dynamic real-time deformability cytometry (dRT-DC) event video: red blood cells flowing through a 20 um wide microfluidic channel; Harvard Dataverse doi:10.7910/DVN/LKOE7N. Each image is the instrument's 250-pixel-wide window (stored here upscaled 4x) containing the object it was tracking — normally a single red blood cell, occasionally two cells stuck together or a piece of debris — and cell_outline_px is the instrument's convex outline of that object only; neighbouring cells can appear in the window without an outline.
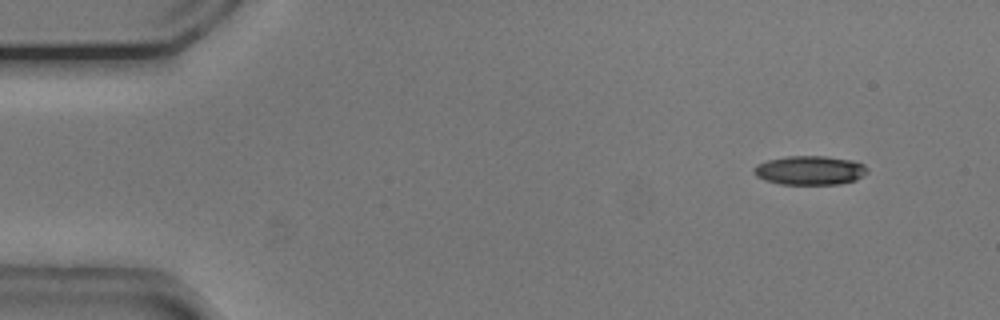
{"species": "common noctule bat (a hibernating species)", "species_latin": "Nyctalus noctula", "temperature_condition": "cold", "stored_images_in_passage": 50, "camera_frame_rate_fps": 3000, "um_per_image_px": 0.085, "animal": {"sex": "male", "body_mass_g": 20.5, "forearm_length_mm": 52.5}, "frame": {"image": 1, "passage_image": 1, "time_ms": 0.0, "image_size_px": [1000, 320], "cell_outline_px": [[868, 172], [856, 180], [840, 184], [780, 184], [764, 180], [756, 176], [752, 172], [756, 164], [768, 160], [788, 156], [824, 156], [852, 160], [864, 164], [868, 168]], "centroid_in_image_um": [68.84, 14.48], "position_along_channel_um": 16.2, "area_um2": 19.31}}
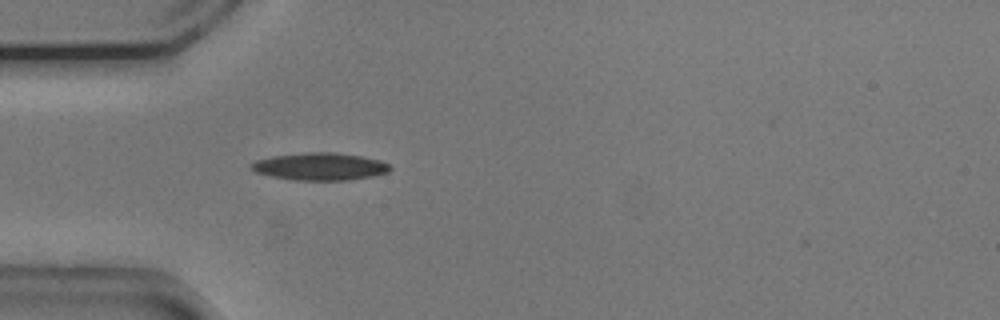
{"frame": {"image": 2, "passage_image": 12, "time_ms": 3.667, "image_size_px": [1000, 320], "cell_outline_px": [[392, 168], [388, 172], [372, 176], [348, 180], [296, 180], [272, 176], [256, 172], [248, 164], [256, 160], [272, 156], [304, 152], [332, 152], [360, 156], [380, 160], [388, 164]], "centroid_in_image_um": [27.19, 14.15], "position_along_channel_um": 57.8, "area_um2": 22.08}}
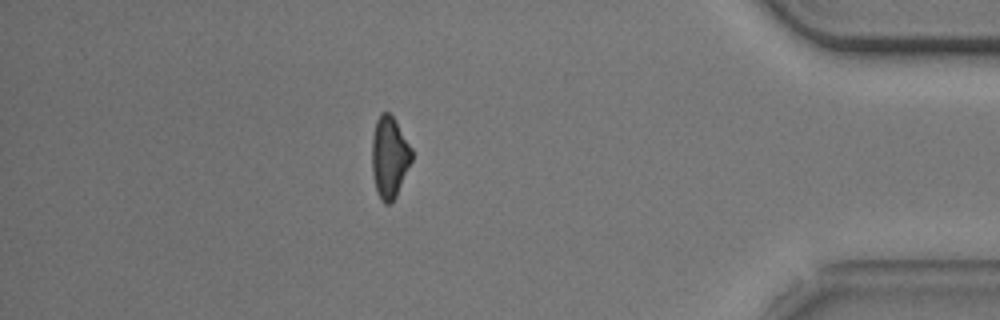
{"frame": {"image": 3, "passage_image": 43, "time_ms": 14.0, "image_size_px": [1000, 320], "cell_outline_px": [[412, 160], [396, 196], [388, 204], [384, 204], [380, 200], [376, 188], [372, 172], [372, 136], [376, 120], [380, 112], [388, 112], [396, 120], [412, 148]], "centroid_in_image_um": [33.1, 13.33], "position_along_channel_um": 402.1, "area_um2": 18.96}, "authors_computed_cell_mechanics": {"area_um2": 20.1722, "velocity_mm_per_s": 3.7518, "shape_relaxation_time_tau1_ms": 3.0147, "shape_relaxation_time_tau2_ms": 7.2052, "deformation_change_tau1": 0.1341, "deformation_change_tau2": 0.183}}